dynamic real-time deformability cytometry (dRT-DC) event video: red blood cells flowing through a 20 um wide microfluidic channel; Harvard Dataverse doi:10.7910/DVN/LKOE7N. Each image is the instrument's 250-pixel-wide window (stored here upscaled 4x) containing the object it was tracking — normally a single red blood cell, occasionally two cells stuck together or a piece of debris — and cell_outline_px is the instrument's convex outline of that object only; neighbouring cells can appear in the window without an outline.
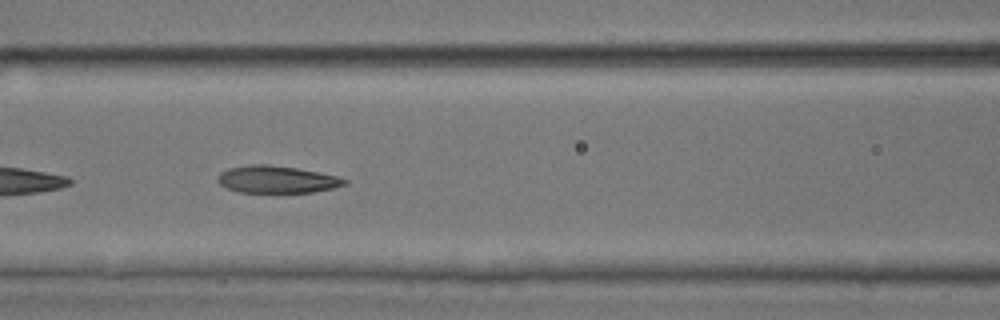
{"species": "common noctule bat (a hibernating species)", "species_latin": "Nyctalus noctula", "temperature_condition": "room temperature", "stored_images_in_passage": 39, "camera_frame_rate_fps": 3000, "um_per_image_px": 0.085, "animal": {"sex": "male", "body_mass_g": 17.9, "forearm_length_mm": 54.2}, "frame": {"image": 1, "passage_image": 23, "time_ms": 7.333, "image_size_px": [1000, 320], "cell_outline_px": [[348, 184], [332, 188], [312, 192], [240, 192], [228, 188], [220, 184], [216, 180], [216, 176], [220, 172], [228, 168], [248, 164], [268, 164], [296, 168], [336, 176], [348, 180]], "centroid_in_image_um": [23.48, 15.24], "position_along_channel_um": 143.1, "area_um2": 20.06}}